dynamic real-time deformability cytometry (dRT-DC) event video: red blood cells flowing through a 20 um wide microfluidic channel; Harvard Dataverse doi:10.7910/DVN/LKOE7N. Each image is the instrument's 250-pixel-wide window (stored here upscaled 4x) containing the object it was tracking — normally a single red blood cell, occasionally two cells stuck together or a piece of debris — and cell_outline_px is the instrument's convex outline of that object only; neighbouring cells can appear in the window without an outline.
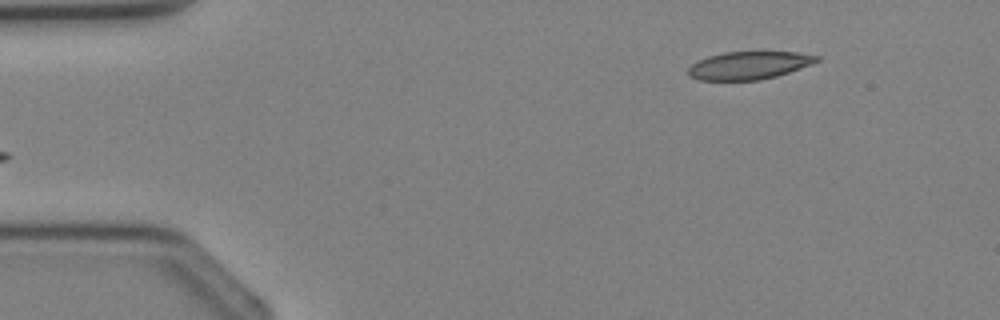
{"species": "Egyptian fruit bat (a non-hibernating species)", "species_latin": "Rousettus aegyptiacus", "temperature_condition": "cold", "stored_images_in_passage": 3, "segment_of_instrument_passage": [2, 2], "camera_frame_rate_fps": 3000, "um_per_image_px": 0.085, "animal": {"sex": "female"}, "frame": {"image": 1, "passage_image": 3, "time_ms": 2.333, "image_size_px": [1000, 320], "cell_outline_px": [[820, 60], [812, 64], [776, 76], [760, 80], [696, 80], [688, 76], [688, 68], [696, 60], [708, 56], [724, 52], [796, 52], [820, 56]], "centroid_in_image_um": [63.62, 5.56], "position_along_channel_um": 21.4, "area_um2": 20.92}}